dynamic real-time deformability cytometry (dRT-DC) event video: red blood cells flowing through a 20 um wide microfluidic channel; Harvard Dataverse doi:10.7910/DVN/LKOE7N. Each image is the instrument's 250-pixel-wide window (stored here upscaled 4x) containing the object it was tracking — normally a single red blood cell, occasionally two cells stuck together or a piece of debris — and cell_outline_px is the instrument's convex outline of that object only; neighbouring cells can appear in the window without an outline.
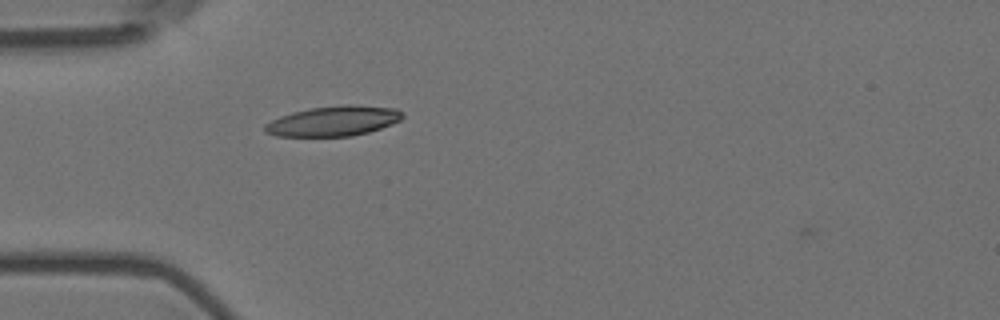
{"species": "Egyptian fruit bat (a non-hibernating species)", "species_latin": "Rousettus aegyptiacus", "temperature_condition": "room temperature", "stored_images_in_passage": 3, "camera_frame_rate_fps": 3000, "um_per_image_px": 0.085, "animal": {"sex": "female"}, "frame": {"image": 1, "passage_image": 3, "time_ms": 0.667, "image_size_px": [1000, 320], "cell_outline_px": [[404, 116], [400, 120], [392, 124], [368, 132], [352, 136], [276, 136], [264, 132], [264, 124], [280, 116], [292, 112], [308, 108], [344, 104], [348, 104], [396, 108], [404, 112]], "centroid_in_image_um": [28.34, 10.28], "position_along_channel_um": 56.7, "area_um2": 24.28}}